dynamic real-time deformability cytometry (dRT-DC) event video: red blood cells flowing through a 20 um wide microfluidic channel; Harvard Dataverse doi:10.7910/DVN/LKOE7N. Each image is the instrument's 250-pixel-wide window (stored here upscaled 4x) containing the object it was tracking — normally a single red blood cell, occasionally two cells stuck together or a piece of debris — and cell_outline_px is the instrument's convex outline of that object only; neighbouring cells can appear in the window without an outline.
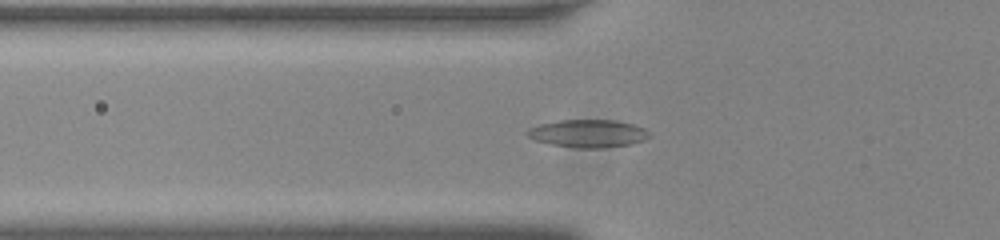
{"species": "common noctule bat (a hibernating species)", "species_latin": "Nyctalus noctula", "temperature_condition": "room temperature", "stored_images_in_passage": 48, "camera_frame_rate_fps": 3000, "um_per_image_px": 0.085, "animal": {"sex": "male", "body_mass_g": 20.0, "forearm_length_mm": 53.3}, "frame": {"image": 1, "passage_image": 13, "time_ms": 4.0, "image_size_px": [1000, 240], "cell_outline_px": [[652, 136], [644, 140], [632, 144], [604, 148], [580, 148], [548, 144], [536, 140], [528, 136], [528, 128], [540, 124], [556, 120], [616, 120], [632, 124], [644, 128]], "centroid_in_image_um": [50.01, 11.35], "position_along_channel_um": 75.8, "area_um2": 19.83}}
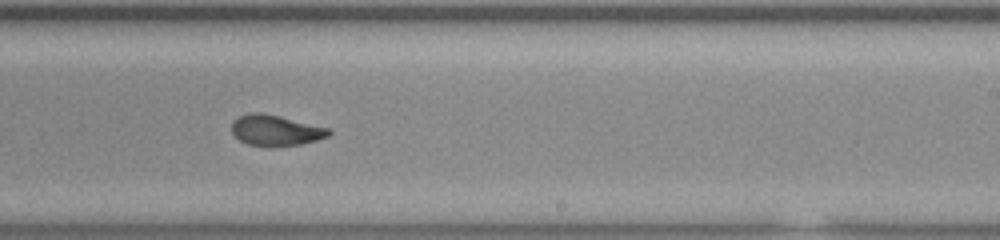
{"frame": {"image": 2, "passage_image": 28, "time_ms": 9.0, "image_size_px": [1000, 240], "cell_outline_px": [[332, 132], [328, 136], [316, 140], [300, 144], [248, 144], [240, 140], [232, 132], [232, 120], [240, 116], [252, 112], [260, 112], [280, 116], [328, 128]], "centroid_in_image_um": [23.42, 11.04], "position_along_channel_um": 265.6, "area_um2": 16.7}}
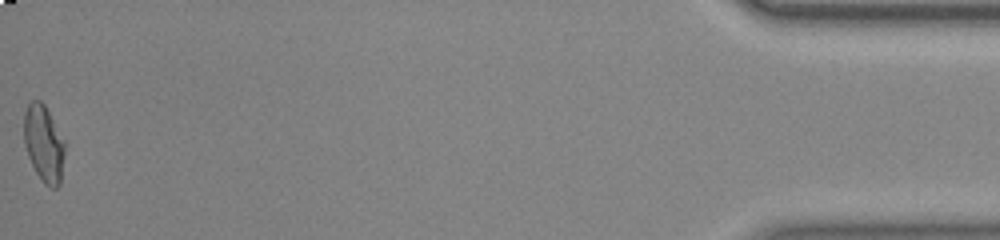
{"frame": {"image": 3, "passage_image": 48, "time_ms": 15.667, "image_size_px": [1000, 240], "cell_outline_px": [[64, 152], [60, 184], [56, 188], [52, 188], [44, 184], [36, 172], [28, 156], [24, 144], [24, 112], [28, 104], [32, 100], [40, 100], [44, 104], [64, 140]], "centroid_in_image_um": [3.71, 12.2], "position_along_channel_um": 431.5, "area_um2": 18.09}, "authors_computed_cell_mechanics": {"area_um2": 17.8891, "velocity_mm_per_s": 3.7933, "shape_relaxation_time_tau1_ms": null, "shape_relaxation_time_tau2_ms": 1.5369, "deformation_change_tau1": null, "deformation_change_tau2": 0.0739}}